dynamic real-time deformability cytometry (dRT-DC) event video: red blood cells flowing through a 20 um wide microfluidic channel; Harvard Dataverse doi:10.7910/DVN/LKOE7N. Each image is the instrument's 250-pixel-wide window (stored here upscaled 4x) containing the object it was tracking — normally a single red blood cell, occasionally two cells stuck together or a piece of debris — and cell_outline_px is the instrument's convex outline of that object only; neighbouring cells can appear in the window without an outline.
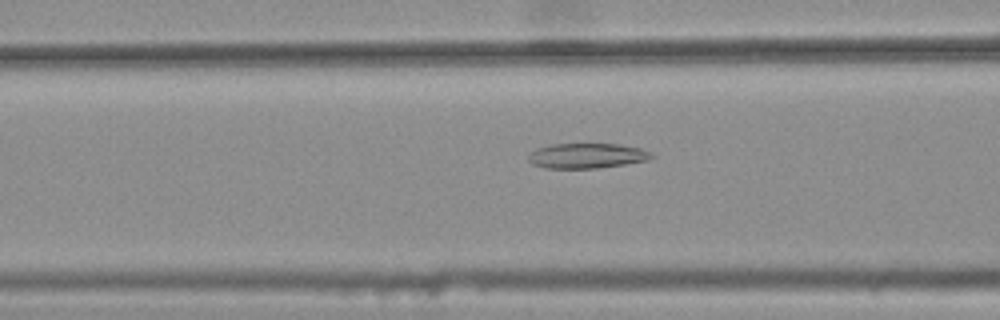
{"species": "common noctule bat (a hibernating species)", "species_latin": "Nyctalus noctula", "temperature_condition": "warm", "stored_images_in_passage": 34, "camera_frame_rate_fps": 3000, "um_per_image_px": 0.085, "animal": {"sex": "female", "body_mass_g": 25.1}, "frame": {"image": 1, "passage_image": 7, "time_ms": 2.0, "image_size_px": [1000, 320], "cell_outline_px": [[656, 156], [648, 160], [624, 164], [596, 168], [544, 168], [532, 164], [528, 160], [528, 156], [536, 148], [552, 144], [620, 144], [640, 148]], "centroid_in_image_um": [49.87, 13.24], "position_along_channel_um": 116.7, "area_um2": 17.92}}
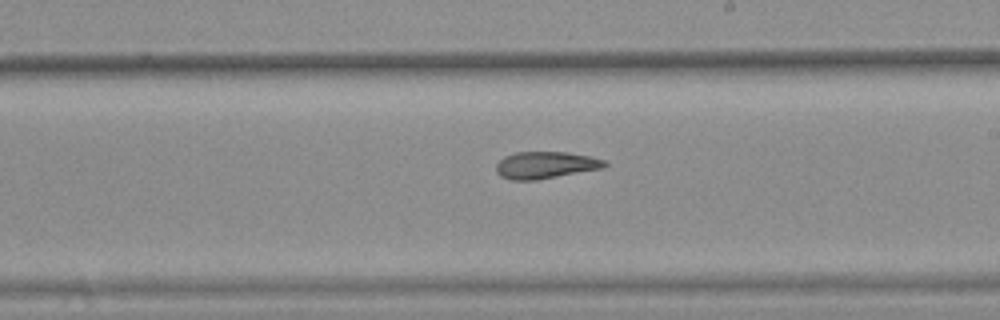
{"frame": {"image": 2, "passage_image": 17, "time_ms": 5.333, "image_size_px": [1000, 320], "cell_outline_px": [[608, 164], [604, 168], [536, 180], [508, 180], [500, 176], [496, 172], [496, 164], [504, 156], [516, 152], [568, 152], [592, 156], [604, 160]], "centroid_in_image_um": [46.37, 14.03], "position_along_channel_um": 242.6, "area_um2": 17.22}}
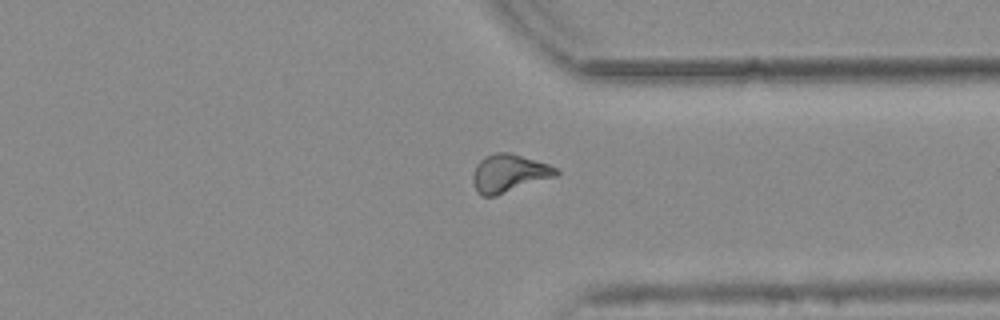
{"frame": {"image": 3, "passage_image": 27, "time_ms": 8.667, "image_size_px": [1000, 320], "cell_outline_px": [[560, 172], [556, 176], [496, 196], [480, 196], [476, 192], [472, 180], [472, 176], [476, 164], [484, 156], [496, 152], [512, 152], [548, 164], [556, 168]], "centroid_in_image_um": [43.23, 14.73], "position_along_channel_um": 368.2, "area_um2": 18.61}, "authors_computed_cell_mechanics": {"area_um2": 17.34, "velocity_mm_per_s": 3.7832, "shape_relaxation_time_tau1_ms": null, "shape_relaxation_time_tau2_ms": 7.5973, "deformation_change_tau1": null, "deformation_change_tau2": 0.1534}}